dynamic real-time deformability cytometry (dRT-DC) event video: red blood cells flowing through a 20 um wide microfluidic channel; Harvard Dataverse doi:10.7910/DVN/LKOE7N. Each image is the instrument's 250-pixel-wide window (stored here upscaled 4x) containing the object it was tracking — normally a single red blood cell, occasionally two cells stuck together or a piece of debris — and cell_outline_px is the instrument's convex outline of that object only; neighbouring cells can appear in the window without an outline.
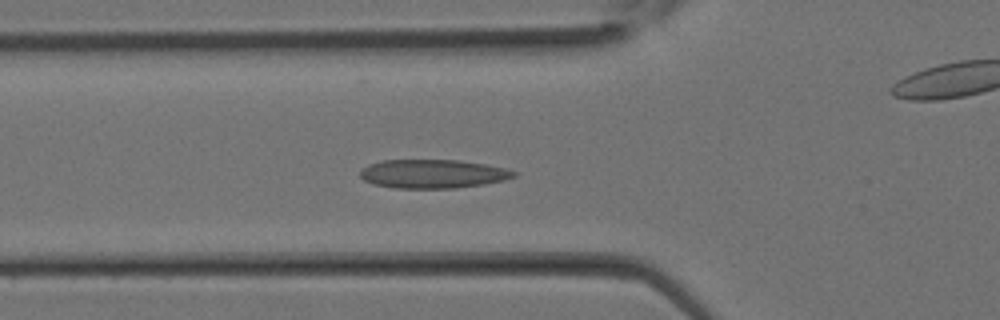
{"species": "Egyptian fruit bat (a non-hibernating species)", "species_latin": "Rousettus aegyptiacus", "temperature_condition": "room temperature", "stored_images_in_passage": 33, "camera_frame_rate_fps": 3000, "um_per_image_px": 0.085, "animal": {"sex": "female"}, "frame": {"image": 1, "passage_image": 11, "time_ms": 3.333, "image_size_px": [1000, 320], "cell_outline_px": [[516, 176], [504, 180], [484, 184], [456, 188], [392, 188], [372, 184], [364, 180], [360, 176], [360, 172], [368, 164], [380, 160], [456, 160], [484, 164], [504, 168], [516, 172]], "centroid_in_image_um": [36.75, 14.78], "position_along_channel_um": 89.0, "area_um2": 25.72}}
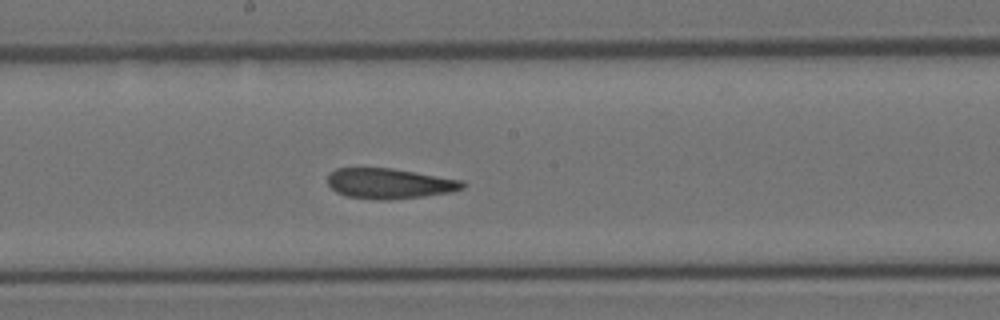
{"frame": {"image": 2, "passage_image": 17, "time_ms": 5.333, "image_size_px": [1000, 320], "cell_outline_px": [[468, 184], [464, 188], [452, 192], [424, 196], [388, 200], [380, 200], [344, 196], [336, 192], [328, 184], [328, 172], [336, 168], [392, 168], [464, 180]], "centroid_in_image_um": [33.13, 15.6], "position_along_channel_um": 215.1, "area_um2": 24.16}}
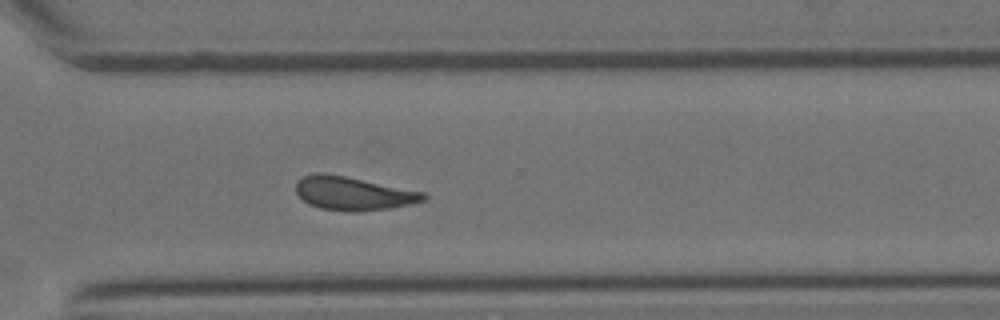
{"frame": {"image": 3, "passage_image": 23, "time_ms": 7.333, "image_size_px": [1000, 320], "cell_outline_px": [[428, 196], [424, 200], [408, 204], [388, 208], [356, 212], [348, 212], [320, 208], [308, 204], [296, 192], [296, 184], [304, 176], [316, 172], [320, 172], [344, 176], [424, 192]], "centroid_in_image_um": [30.0, 16.45], "position_along_channel_um": 340.6, "area_um2": 24.57}}